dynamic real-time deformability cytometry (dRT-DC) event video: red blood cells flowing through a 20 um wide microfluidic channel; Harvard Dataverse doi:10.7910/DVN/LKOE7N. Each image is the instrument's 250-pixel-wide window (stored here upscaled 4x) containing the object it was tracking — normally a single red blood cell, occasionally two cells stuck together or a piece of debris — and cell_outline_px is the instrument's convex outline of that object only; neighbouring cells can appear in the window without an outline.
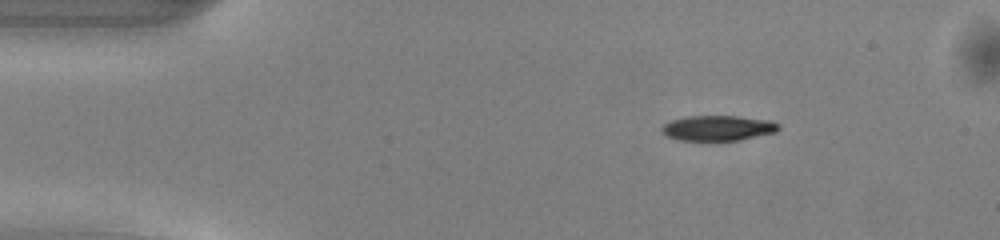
{"species": "common noctule bat (a hibernating species)", "species_latin": "Nyctalus noctula", "temperature_condition": "warm", "stored_images_in_passage": 43, "camera_frame_rate_fps": 3000, "um_per_image_px": 0.085, "animal": {"sex": "male", "body_mass_g": 13.0, "forearm_length_mm": 53.1}, "frame": {"image": 1, "passage_image": 1, "time_ms": 0.0, "image_size_px": [1000, 240], "cell_outline_px": [[780, 128], [776, 132], [740, 140], [716, 144], [680, 140], [668, 136], [660, 132], [660, 128], [664, 124], [672, 120], [688, 116], [736, 116], [772, 120], [780, 124]], "centroid_in_image_um": [61.03, 10.93], "position_along_channel_um": 24.0, "area_um2": 18.09}}
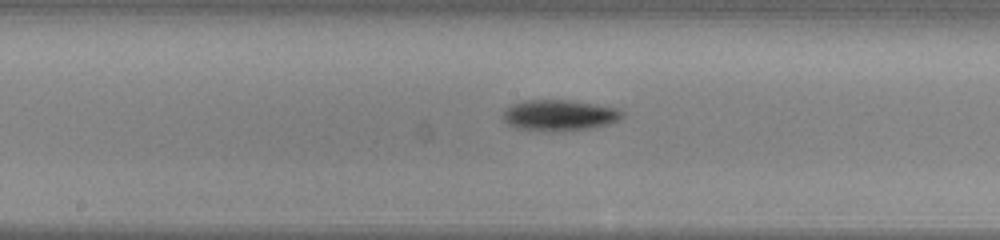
{"frame": {"image": 2, "passage_image": 19, "time_ms": 6.0, "image_size_px": [1000, 240], "cell_outline_px": [[624, 116], [608, 124], [584, 128], [516, 128], [508, 124], [504, 120], [504, 108], [512, 104], [524, 100], [568, 100], [596, 104], [620, 108], [624, 112]], "centroid_in_image_um": [47.56, 9.72], "position_along_channel_um": 200.6, "area_um2": 20.46}}
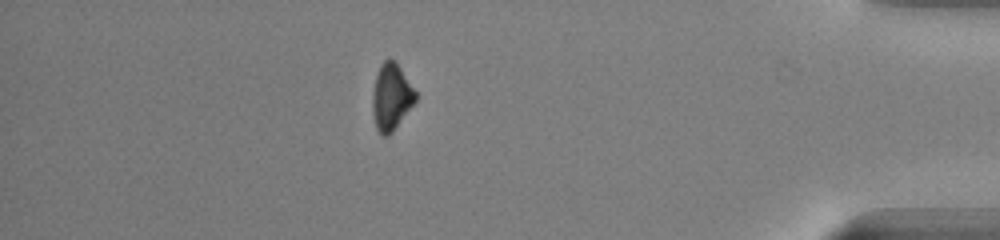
{"frame": {"image": 3, "passage_image": 37, "time_ms": 12.0, "image_size_px": [1000, 240], "cell_outline_px": [[416, 100], [392, 132], [388, 136], [380, 136], [376, 128], [372, 112], [372, 92], [376, 76], [380, 64], [384, 60], [392, 60], [400, 68], [416, 92]], "centroid_in_image_um": [33.22, 8.28], "position_along_channel_um": 402.0, "area_um2": 16.47}, "authors_computed_cell_mechanics": {"area_um2": 19.2474, "velocity_mm_per_s": 4.1199, "shape_relaxation_time_tau1_ms": 1.734, "shape_relaxation_time_tau2_ms": null, "deformation_change_tau1": 0.1117, "deformation_change_tau2": null}}